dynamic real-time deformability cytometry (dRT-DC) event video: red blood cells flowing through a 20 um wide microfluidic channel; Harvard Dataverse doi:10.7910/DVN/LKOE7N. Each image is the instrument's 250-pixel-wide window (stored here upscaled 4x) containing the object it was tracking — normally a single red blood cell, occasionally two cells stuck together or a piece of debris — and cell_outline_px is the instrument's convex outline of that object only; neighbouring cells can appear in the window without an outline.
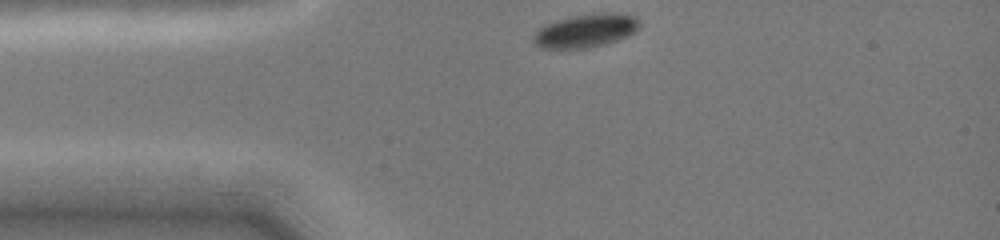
{"species": "common noctule bat (a hibernating species)", "species_latin": "Nyctalus noctula", "temperature_condition": "cold", "stored_images_in_passage": 18, "camera_frame_rate_fps": 3000, "um_per_image_px": 0.085, "animal": {"sex": "female", "body_mass_g": 19.0, "forearm_length_mm": 51.5}, "frame": {"image": 1, "passage_image": 1, "time_ms": 0.0, "image_size_px": [1000, 240], "cell_outline_px": [[640, 28], [616, 40], [604, 44], [584, 48], [544, 48], [536, 44], [532, 40], [532, 36], [540, 28], [556, 20], [568, 16], [604, 12], [612, 12], [636, 16], [640, 20]], "centroid_in_image_um": [49.8, 2.58], "position_along_channel_um": 35.2, "area_um2": 20.46}}
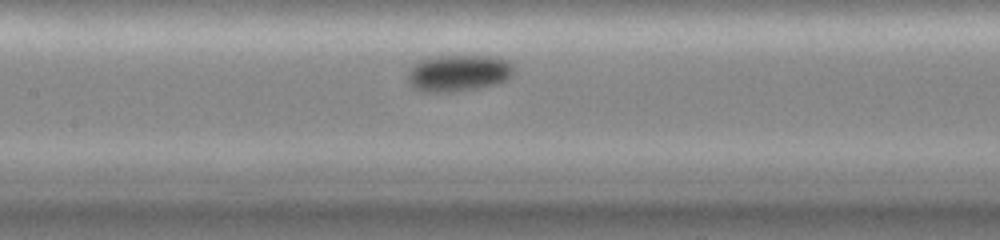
{"frame": {"image": 2, "passage_image": 10, "time_ms": 4.0, "image_size_px": [1000, 240], "cell_outline_px": [[512, 76], [508, 80], [496, 84], [480, 88], [448, 92], [420, 92], [412, 88], [408, 80], [408, 72], [412, 64], [420, 60], [432, 56], [500, 56], [508, 60], [512, 64]], "centroid_in_image_um": [38.96, 6.21], "position_along_channel_um": 168.4, "area_um2": 23.12}}
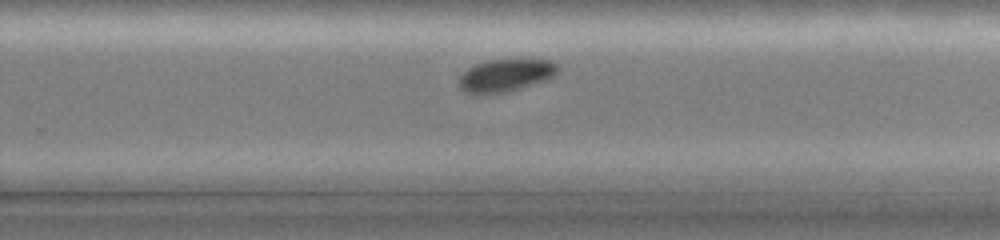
{"frame": {"image": 3, "passage_image": 17, "time_ms": 7.0, "image_size_px": [1000, 240], "cell_outline_px": [[556, 72], [552, 76], [544, 80], [504, 92], [464, 92], [460, 88], [460, 76], [468, 68], [476, 64], [488, 60], [552, 60], [556, 64]], "centroid_in_image_um": [42.95, 6.37], "position_along_channel_um": 286.8, "area_um2": 17.8}}